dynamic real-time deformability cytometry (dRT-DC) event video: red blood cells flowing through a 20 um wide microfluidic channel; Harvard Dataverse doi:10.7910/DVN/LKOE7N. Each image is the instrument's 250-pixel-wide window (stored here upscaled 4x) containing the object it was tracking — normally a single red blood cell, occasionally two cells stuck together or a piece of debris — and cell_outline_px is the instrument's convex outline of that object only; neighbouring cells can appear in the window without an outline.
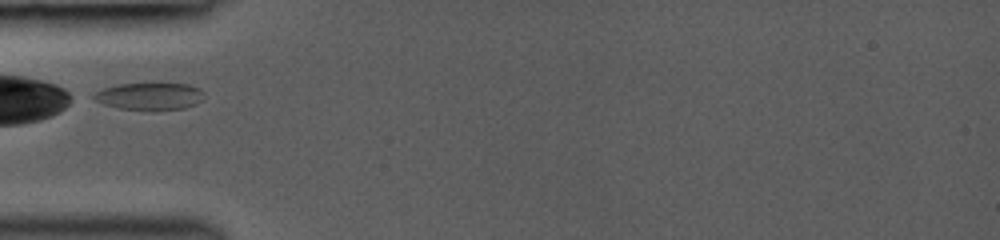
{"species": "common noctule bat (a hibernating species)", "species_latin": "Nyctalus noctula", "temperature_condition": "room temperature", "stored_images_in_passage": 27, "camera_frame_rate_fps": 3000, "um_per_image_px": 0.085, "animal": {"sex": "female", "body_mass_g": 19.0, "forearm_length_mm": 53.3}, "frame": {"image": 1, "passage_image": 1, "time_ms": 0.0, "image_size_px": [1000, 240], "cell_outline_px": [[204, 96], [196, 104], [184, 108], [152, 112], [116, 108], [104, 104], [96, 100], [92, 96], [96, 92], [104, 88], [116, 84], [152, 80], [156, 80], [188, 84], [200, 88], [204, 92]], "centroid_in_image_um": [12.75, 8.14], "position_along_channel_um": 72.3, "area_um2": 18.9}}
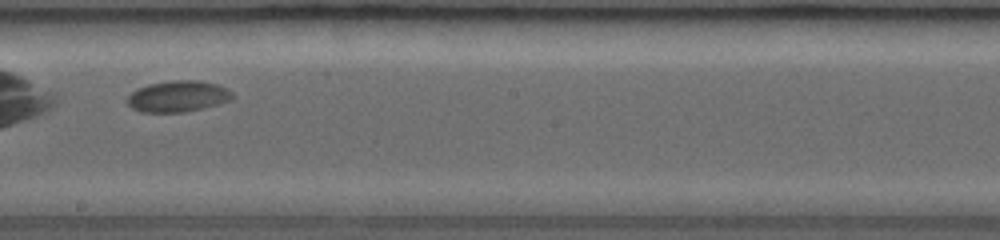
{"frame": {"image": 2, "passage_image": 13, "time_ms": 4.0, "image_size_px": [1000, 240], "cell_outline_px": [[236, 96], [220, 104], [204, 108], [184, 112], [140, 112], [132, 108], [128, 104], [128, 96], [136, 88], [148, 84], [172, 80], [196, 80], [216, 84], [228, 88]], "centroid_in_image_um": [15.14, 8.18], "position_along_channel_um": 233.1, "area_um2": 19.25}}
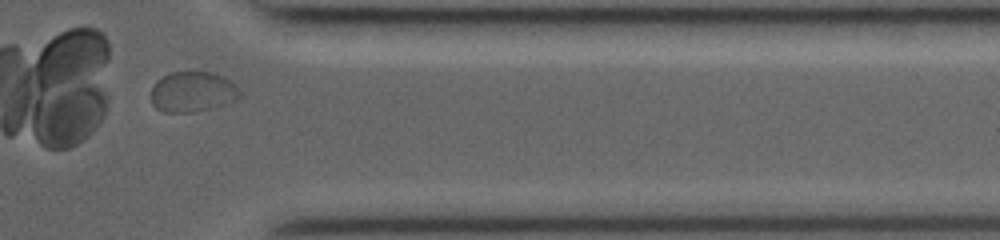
{"frame": {"image": 3, "passage_image": 25, "time_ms": 8.0, "image_size_px": [1000, 240], "cell_outline_px": [[240, 96], [236, 100], [212, 108], [196, 112], [160, 112], [152, 104], [152, 88], [156, 80], [172, 72], [212, 72], [224, 76], [240, 92]], "centroid_in_image_um": [16.34, 7.82], "position_along_channel_um": 395.1, "area_um2": 20.81}}